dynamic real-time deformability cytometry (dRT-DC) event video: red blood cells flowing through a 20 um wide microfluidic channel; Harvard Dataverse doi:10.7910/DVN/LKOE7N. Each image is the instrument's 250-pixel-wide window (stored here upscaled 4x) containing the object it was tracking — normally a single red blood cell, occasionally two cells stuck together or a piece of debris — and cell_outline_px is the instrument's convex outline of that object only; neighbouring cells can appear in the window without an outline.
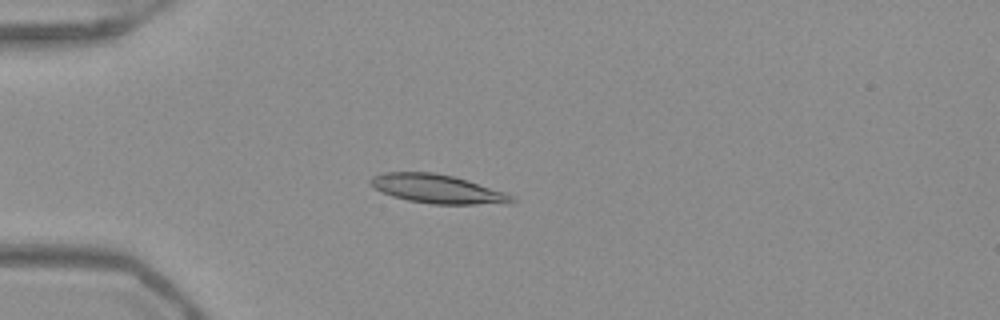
{"species": "Egyptian fruit bat (a non-hibernating species)", "species_latin": "Rousettus aegyptiacus", "temperature_condition": "warm", "stored_images_in_passage": 52, "camera_frame_rate_fps": 3000, "um_per_image_px": 0.085, "frame": {"image": 1, "passage_image": 14, "time_ms": 4.333, "image_size_px": [1000, 320], "cell_outline_px": [[516, 200], [512, 204], [432, 204], [408, 200], [392, 196], [376, 188], [368, 180], [372, 176], [384, 172], [432, 172], [452, 176], [468, 180], [516, 196]], "centroid_in_image_um": [37.24, 16.06], "position_along_channel_um": 47.8, "area_um2": 23.7}}
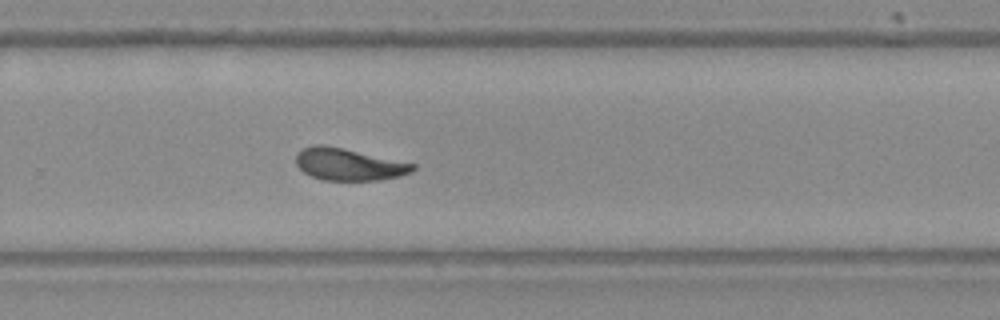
{"frame": {"image": 2, "passage_image": 35, "time_ms": 11.333, "image_size_px": [1000, 320], "cell_outline_px": [[416, 168], [412, 172], [400, 176], [380, 180], [324, 180], [312, 176], [304, 172], [296, 164], [296, 152], [300, 148], [312, 144], [324, 144], [416, 164]], "centroid_in_image_um": [29.61, 13.96], "position_along_channel_um": 300.2, "area_um2": 21.91}}
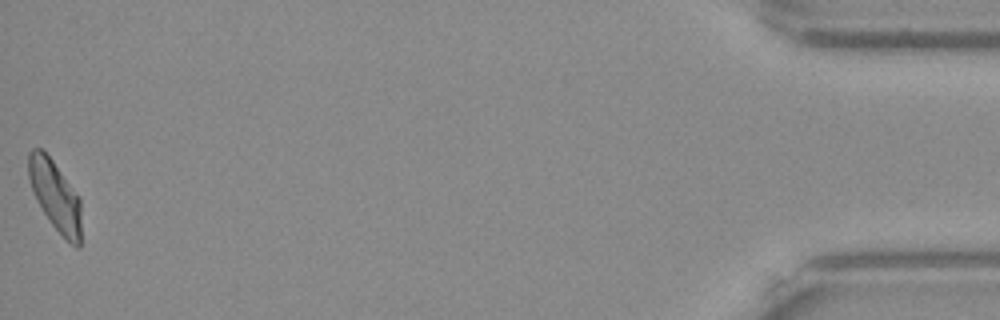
{"frame": {"image": 3, "passage_image": 52, "time_ms": 17.0, "image_size_px": [1000, 320], "cell_outline_px": [[80, 248], [76, 248], [52, 224], [36, 200], [28, 176], [28, 152], [32, 148], [40, 148], [52, 160], [80, 196]], "centroid_in_image_um": [4.69, 16.6], "position_along_channel_um": 430.5, "area_um2": 21.21}, "authors_computed_cell_mechanics": {"area_um2": 22.1085, "velocity_mm_per_s": 3.8958, "shape_relaxation_time_tau1_ms": null, "shape_relaxation_time_tau2_ms": 4.087, "deformation_change_tau1": null, "deformation_change_tau2": 0.0961}}